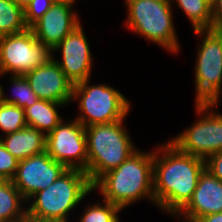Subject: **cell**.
<instances>
[{"mask_svg":"<svg viewBox=\"0 0 222 222\" xmlns=\"http://www.w3.org/2000/svg\"><path fill=\"white\" fill-rule=\"evenodd\" d=\"M179 8L194 30H210L212 20L210 0H171Z\"/></svg>","mask_w":222,"mask_h":222,"instance_id":"cell-19","label":"cell"},{"mask_svg":"<svg viewBox=\"0 0 222 222\" xmlns=\"http://www.w3.org/2000/svg\"><path fill=\"white\" fill-rule=\"evenodd\" d=\"M19 7L25 9L32 0H12Z\"/></svg>","mask_w":222,"mask_h":222,"instance_id":"cell-30","label":"cell"},{"mask_svg":"<svg viewBox=\"0 0 222 222\" xmlns=\"http://www.w3.org/2000/svg\"><path fill=\"white\" fill-rule=\"evenodd\" d=\"M222 212V181L206 168L199 176L197 187L188 204L175 216L183 222H194L210 214Z\"/></svg>","mask_w":222,"mask_h":222,"instance_id":"cell-15","label":"cell"},{"mask_svg":"<svg viewBox=\"0 0 222 222\" xmlns=\"http://www.w3.org/2000/svg\"><path fill=\"white\" fill-rule=\"evenodd\" d=\"M25 222H61L58 220H50V219H40L35 217H27Z\"/></svg>","mask_w":222,"mask_h":222,"instance_id":"cell-29","label":"cell"},{"mask_svg":"<svg viewBox=\"0 0 222 222\" xmlns=\"http://www.w3.org/2000/svg\"><path fill=\"white\" fill-rule=\"evenodd\" d=\"M66 170L63 164L55 161L45 151L20 160L11 181L27 201L36 192L49 187Z\"/></svg>","mask_w":222,"mask_h":222,"instance_id":"cell-12","label":"cell"},{"mask_svg":"<svg viewBox=\"0 0 222 222\" xmlns=\"http://www.w3.org/2000/svg\"><path fill=\"white\" fill-rule=\"evenodd\" d=\"M52 57L51 50L27 30L0 37V73L25 75L46 63Z\"/></svg>","mask_w":222,"mask_h":222,"instance_id":"cell-9","label":"cell"},{"mask_svg":"<svg viewBox=\"0 0 222 222\" xmlns=\"http://www.w3.org/2000/svg\"><path fill=\"white\" fill-rule=\"evenodd\" d=\"M27 202L11 180H0V222H25Z\"/></svg>","mask_w":222,"mask_h":222,"instance_id":"cell-18","label":"cell"},{"mask_svg":"<svg viewBox=\"0 0 222 222\" xmlns=\"http://www.w3.org/2000/svg\"><path fill=\"white\" fill-rule=\"evenodd\" d=\"M64 120L46 135L45 151L67 169H79L87 173V145L85 127L75 118Z\"/></svg>","mask_w":222,"mask_h":222,"instance_id":"cell-10","label":"cell"},{"mask_svg":"<svg viewBox=\"0 0 222 222\" xmlns=\"http://www.w3.org/2000/svg\"><path fill=\"white\" fill-rule=\"evenodd\" d=\"M92 78L73 86L72 101L77 104L74 117L84 127L125 119L131 112V100L108 83L92 84Z\"/></svg>","mask_w":222,"mask_h":222,"instance_id":"cell-6","label":"cell"},{"mask_svg":"<svg viewBox=\"0 0 222 222\" xmlns=\"http://www.w3.org/2000/svg\"><path fill=\"white\" fill-rule=\"evenodd\" d=\"M194 222H222V212L210 214L207 216H202L196 219Z\"/></svg>","mask_w":222,"mask_h":222,"instance_id":"cell-28","label":"cell"},{"mask_svg":"<svg viewBox=\"0 0 222 222\" xmlns=\"http://www.w3.org/2000/svg\"><path fill=\"white\" fill-rule=\"evenodd\" d=\"M206 169L222 181V151L214 153L206 161Z\"/></svg>","mask_w":222,"mask_h":222,"instance_id":"cell-27","label":"cell"},{"mask_svg":"<svg viewBox=\"0 0 222 222\" xmlns=\"http://www.w3.org/2000/svg\"><path fill=\"white\" fill-rule=\"evenodd\" d=\"M0 78L2 79L3 78V75L0 73ZM2 86H3V83L0 82V103L2 102Z\"/></svg>","mask_w":222,"mask_h":222,"instance_id":"cell-31","label":"cell"},{"mask_svg":"<svg viewBox=\"0 0 222 222\" xmlns=\"http://www.w3.org/2000/svg\"><path fill=\"white\" fill-rule=\"evenodd\" d=\"M154 149H137L119 167L103 174L94 184L102 200L113 203L122 211L146 200L155 206L153 193Z\"/></svg>","mask_w":222,"mask_h":222,"instance_id":"cell-2","label":"cell"},{"mask_svg":"<svg viewBox=\"0 0 222 222\" xmlns=\"http://www.w3.org/2000/svg\"><path fill=\"white\" fill-rule=\"evenodd\" d=\"M77 0H56L30 29L39 42L50 50L56 47L83 21L78 15Z\"/></svg>","mask_w":222,"mask_h":222,"instance_id":"cell-13","label":"cell"},{"mask_svg":"<svg viewBox=\"0 0 222 222\" xmlns=\"http://www.w3.org/2000/svg\"><path fill=\"white\" fill-rule=\"evenodd\" d=\"M212 20L210 30L222 33V0L211 1Z\"/></svg>","mask_w":222,"mask_h":222,"instance_id":"cell-26","label":"cell"},{"mask_svg":"<svg viewBox=\"0 0 222 222\" xmlns=\"http://www.w3.org/2000/svg\"><path fill=\"white\" fill-rule=\"evenodd\" d=\"M19 160L16 159L0 140V180H11L17 170Z\"/></svg>","mask_w":222,"mask_h":222,"instance_id":"cell-25","label":"cell"},{"mask_svg":"<svg viewBox=\"0 0 222 222\" xmlns=\"http://www.w3.org/2000/svg\"><path fill=\"white\" fill-rule=\"evenodd\" d=\"M128 31L176 55L181 52L171 0H124Z\"/></svg>","mask_w":222,"mask_h":222,"instance_id":"cell-4","label":"cell"},{"mask_svg":"<svg viewBox=\"0 0 222 222\" xmlns=\"http://www.w3.org/2000/svg\"><path fill=\"white\" fill-rule=\"evenodd\" d=\"M64 106L61 103L38 99L34 105L25 109L27 125L38 129L45 136L48 135L62 121L63 117L58 108Z\"/></svg>","mask_w":222,"mask_h":222,"instance_id":"cell-17","label":"cell"},{"mask_svg":"<svg viewBox=\"0 0 222 222\" xmlns=\"http://www.w3.org/2000/svg\"><path fill=\"white\" fill-rule=\"evenodd\" d=\"M199 40L194 68V103H220L222 95V33L194 30Z\"/></svg>","mask_w":222,"mask_h":222,"instance_id":"cell-7","label":"cell"},{"mask_svg":"<svg viewBox=\"0 0 222 222\" xmlns=\"http://www.w3.org/2000/svg\"><path fill=\"white\" fill-rule=\"evenodd\" d=\"M196 120L167 139L179 151L207 160L222 151V113L219 103H194ZM217 110V111H216Z\"/></svg>","mask_w":222,"mask_h":222,"instance_id":"cell-8","label":"cell"},{"mask_svg":"<svg viewBox=\"0 0 222 222\" xmlns=\"http://www.w3.org/2000/svg\"><path fill=\"white\" fill-rule=\"evenodd\" d=\"M27 29L24 9L12 0H0V37Z\"/></svg>","mask_w":222,"mask_h":222,"instance_id":"cell-21","label":"cell"},{"mask_svg":"<svg viewBox=\"0 0 222 222\" xmlns=\"http://www.w3.org/2000/svg\"><path fill=\"white\" fill-rule=\"evenodd\" d=\"M24 76L39 99L71 104L74 85L52 57Z\"/></svg>","mask_w":222,"mask_h":222,"instance_id":"cell-14","label":"cell"},{"mask_svg":"<svg viewBox=\"0 0 222 222\" xmlns=\"http://www.w3.org/2000/svg\"><path fill=\"white\" fill-rule=\"evenodd\" d=\"M12 90L11 95H6L5 88L2 86V102L16 105L23 108L30 107L39 99L34 90L30 87L29 82L23 75L7 76ZM10 77V78H9Z\"/></svg>","mask_w":222,"mask_h":222,"instance_id":"cell-20","label":"cell"},{"mask_svg":"<svg viewBox=\"0 0 222 222\" xmlns=\"http://www.w3.org/2000/svg\"><path fill=\"white\" fill-rule=\"evenodd\" d=\"M0 140L19 161L45 152L46 136L38 129L29 126L1 136Z\"/></svg>","mask_w":222,"mask_h":222,"instance_id":"cell-16","label":"cell"},{"mask_svg":"<svg viewBox=\"0 0 222 222\" xmlns=\"http://www.w3.org/2000/svg\"><path fill=\"white\" fill-rule=\"evenodd\" d=\"M89 42L81 23L51 50L52 59L73 85L92 78L95 57H93Z\"/></svg>","mask_w":222,"mask_h":222,"instance_id":"cell-11","label":"cell"},{"mask_svg":"<svg viewBox=\"0 0 222 222\" xmlns=\"http://www.w3.org/2000/svg\"><path fill=\"white\" fill-rule=\"evenodd\" d=\"M153 193L156 208L174 218L191 200L205 160L179 151L168 140L154 146Z\"/></svg>","mask_w":222,"mask_h":222,"instance_id":"cell-1","label":"cell"},{"mask_svg":"<svg viewBox=\"0 0 222 222\" xmlns=\"http://www.w3.org/2000/svg\"><path fill=\"white\" fill-rule=\"evenodd\" d=\"M55 1L56 0H32L24 9L25 22L28 28L44 15Z\"/></svg>","mask_w":222,"mask_h":222,"instance_id":"cell-24","label":"cell"},{"mask_svg":"<svg viewBox=\"0 0 222 222\" xmlns=\"http://www.w3.org/2000/svg\"><path fill=\"white\" fill-rule=\"evenodd\" d=\"M92 192L93 184L85 171L67 169L49 187L26 201L27 217L71 222L74 217H69Z\"/></svg>","mask_w":222,"mask_h":222,"instance_id":"cell-3","label":"cell"},{"mask_svg":"<svg viewBox=\"0 0 222 222\" xmlns=\"http://www.w3.org/2000/svg\"><path fill=\"white\" fill-rule=\"evenodd\" d=\"M125 120L85 127L87 175L94 184L103 174L119 167L138 148Z\"/></svg>","mask_w":222,"mask_h":222,"instance_id":"cell-5","label":"cell"},{"mask_svg":"<svg viewBox=\"0 0 222 222\" xmlns=\"http://www.w3.org/2000/svg\"><path fill=\"white\" fill-rule=\"evenodd\" d=\"M101 201H96L95 203H86L84 202L81 216L75 220L76 222H122L120 221L119 213H122V210L110 203L108 201L99 199ZM103 201V202H102Z\"/></svg>","mask_w":222,"mask_h":222,"instance_id":"cell-22","label":"cell"},{"mask_svg":"<svg viewBox=\"0 0 222 222\" xmlns=\"http://www.w3.org/2000/svg\"><path fill=\"white\" fill-rule=\"evenodd\" d=\"M27 125L25 110L13 104L0 103V130L1 136L20 131Z\"/></svg>","mask_w":222,"mask_h":222,"instance_id":"cell-23","label":"cell"}]
</instances>
